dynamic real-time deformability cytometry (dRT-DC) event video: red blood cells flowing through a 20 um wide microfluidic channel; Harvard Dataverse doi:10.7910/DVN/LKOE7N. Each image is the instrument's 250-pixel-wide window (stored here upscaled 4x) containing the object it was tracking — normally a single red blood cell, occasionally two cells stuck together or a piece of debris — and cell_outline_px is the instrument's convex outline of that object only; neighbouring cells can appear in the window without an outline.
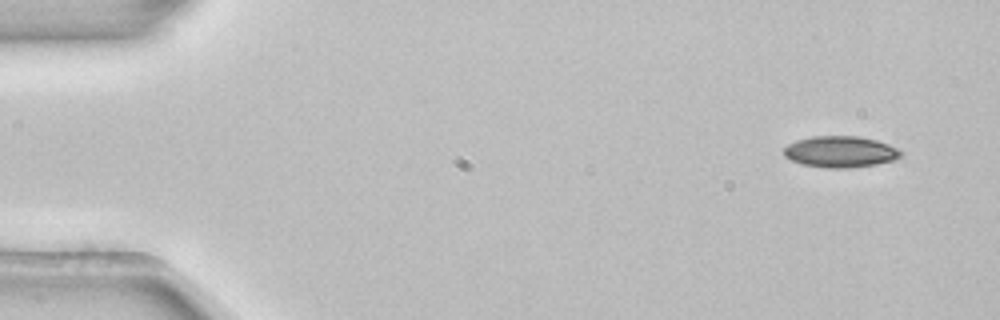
{"species": "common noctule bat (a hibernating species)", "species_latin": "Nyctalus noctula", "temperature_condition": "room temperature", "stored_images_in_passage": 50, "camera_frame_rate_fps": 3000, "um_per_image_px": 0.085, "animal": {"sex": "female", "body_mass_g": 22.7, "forearm_length_mm": 54.2}, "frame": {"image": 1, "passage_image": 1, "time_ms": 0.0, "image_size_px": [1000, 320], "cell_outline_px": [[904, 152], [900, 156], [892, 160], [876, 164], [848, 168], [828, 168], [804, 164], [792, 160], [784, 156], [784, 148], [788, 144], [796, 140], [812, 136], [856, 136], [876, 140], [888, 144]], "centroid_in_image_um": [71.42, 12.89], "position_along_channel_um": 13.6, "area_um2": 21.15}}
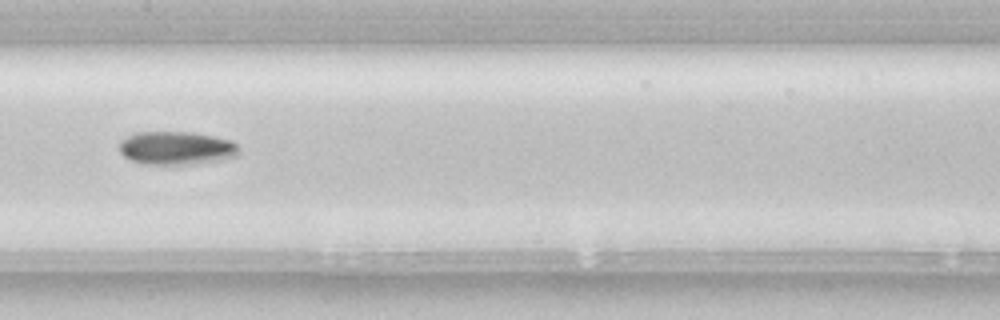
{"frame": {"image": 2, "passage_image": 24, "time_ms": 7.667, "image_size_px": [1000, 320], "cell_outline_px": [[240, 152], [236, 156], [220, 160], [196, 164], [144, 164], [132, 160], [124, 156], [120, 152], [120, 140], [136, 132], [192, 132], [216, 136], [232, 140], [240, 148]], "centroid_in_image_um": [15.03, 12.58], "position_along_channel_um": 192.4, "area_um2": 23.41}}
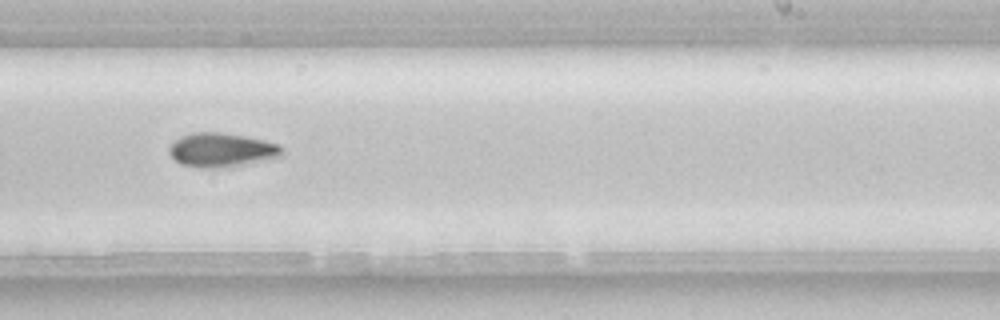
{"frame": {"image": 3, "passage_image": 30, "time_ms": 9.667, "image_size_px": [1000, 320], "cell_outline_px": [[284, 152], [280, 156], [228, 168], [200, 168], [180, 164], [168, 152], [168, 148], [180, 136], [192, 132], [220, 132], [244, 136], [264, 140], [280, 144], [284, 148]], "centroid_in_image_um": [18.83, 12.75], "position_along_channel_um": 270.2, "area_um2": 22.54}, "authors_computed_cell_mechanics": {"area_um2": 21.2704, "velocity_mm_per_s": 3.9133, "shape_relaxation_time_tau1_ms": 5.3166, "shape_relaxation_time_tau2_ms": null, "deformation_change_tau1": 0.1327, "deformation_change_tau2": null}}